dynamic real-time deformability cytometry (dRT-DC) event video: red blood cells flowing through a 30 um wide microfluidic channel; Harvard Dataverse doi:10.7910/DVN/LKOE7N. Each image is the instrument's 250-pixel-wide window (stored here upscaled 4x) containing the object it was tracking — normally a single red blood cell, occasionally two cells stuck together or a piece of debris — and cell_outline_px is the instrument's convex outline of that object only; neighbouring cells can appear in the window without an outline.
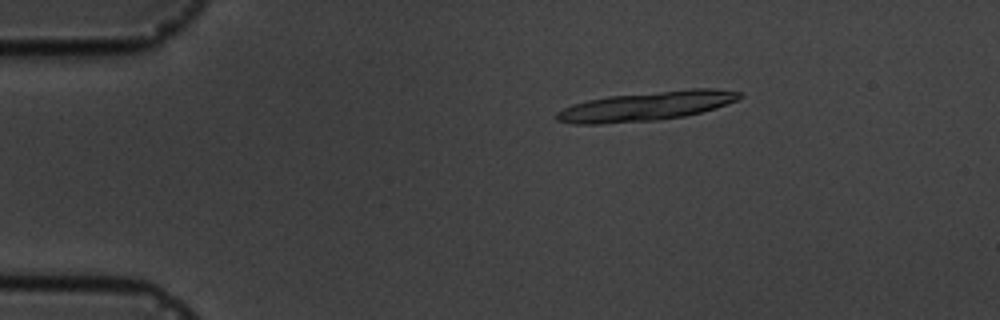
{"species": "common noctule bat (a hibernating species)", "species_latin": "Nyctalus noctula", "temperature_condition": "cold", "stored_images_in_passage": 4, "camera_frame_rate_fps": 3000, "um_per_image_px": 0.085, "animal": {"sex": "male", "body_mass_g": 19.5, "forearm_length_mm": 54.6}, "frame": {"image": 1, "passage_image": 3, "time_ms": 2.333, "image_size_px": [1000, 320], "cell_outline_px": [[744, 96], [736, 100], [716, 108], [684, 116], [656, 120], [600, 124], [572, 124], [556, 120], [556, 112], [572, 104], [588, 100], [608, 96], [688, 88], [716, 88], [740, 92]], "centroid_in_image_um": [54.94, 9.01], "position_along_channel_um": 30.1, "area_um2": 31.27}}